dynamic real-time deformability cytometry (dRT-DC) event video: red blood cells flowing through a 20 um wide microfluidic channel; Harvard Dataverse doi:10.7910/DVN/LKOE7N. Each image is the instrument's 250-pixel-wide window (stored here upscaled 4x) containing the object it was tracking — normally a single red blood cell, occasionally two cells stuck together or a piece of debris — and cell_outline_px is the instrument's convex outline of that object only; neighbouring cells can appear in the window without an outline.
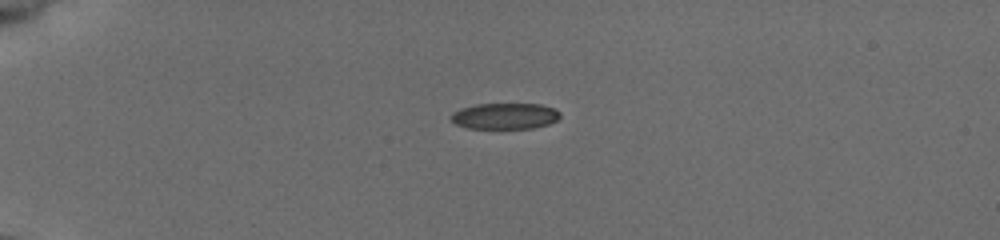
{"species": "common noctule bat (a hibernating species)", "species_latin": "Nyctalus noctula", "temperature_condition": "cold", "stored_images_in_passage": 40, "camera_frame_rate_fps": 3000, "um_per_image_px": 0.085, "animal": {"sex": "female", "body_mass_g": 19.5, "forearm_length_mm": 54.1}, "frame": {"image": 1, "passage_image": 1, "time_ms": 0.0, "image_size_px": [1000, 240], "cell_outline_px": [[560, 116], [556, 120], [548, 124], [532, 128], [468, 128], [456, 124], [448, 116], [452, 112], [460, 108], [476, 104], [540, 104], [556, 108], [560, 112]], "centroid_in_image_um": [42.9, 9.85], "position_along_channel_um": 42.1, "area_um2": 16.65}}
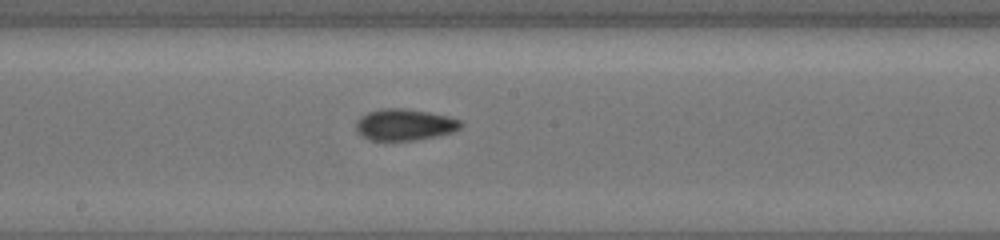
{"frame": {"image": 2, "passage_image": 18, "time_ms": 5.667, "image_size_px": [1000, 240], "cell_outline_px": [[464, 124], [460, 128], [452, 132], [416, 140], [368, 140], [356, 132], [356, 120], [360, 116], [368, 112], [384, 108], [404, 108], [428, 112], [448, 116], [460, 120]], "centroid_in_image_um": [34.36, 10.59], "position_along_channel_um": 213.8, "area_um2": 19.25}}
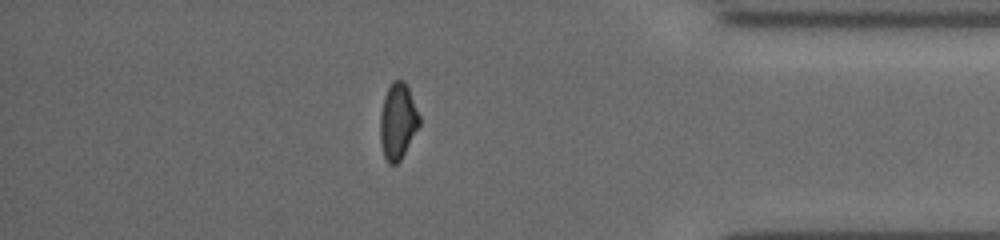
{"frame": {"image": 3, "passage_image": 34, "time_ms": 11.0, "image_size_px": [1000, 240], "cell_outline_px": [[420, 124], [400, 160], [396, 164], [388, 164], [384, 156], [380, 140], [380, 112], [384, 96], [392, 80], [404, 80], [408, 88], [420, 116]], "centroid_in_image_um": [33.8, 10.3], "position_along_channel_um": 401.4, "area_um2": 17.28}, "authors_computed_cell_mechanics": {"area_um2": 18.1492, "velocity_mm_per_s": 3.9361, "shape_relaxation_time_tau1_ms": 8.1123, "shape_relaxation_time_tau2_ms": 2.6629, "deformation_change_tau1": 0.1732, "deformation_change_tau2": 0.0668}}